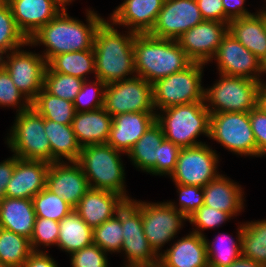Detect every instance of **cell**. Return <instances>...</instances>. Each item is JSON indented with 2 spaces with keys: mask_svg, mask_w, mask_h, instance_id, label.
<instances>
[{
  "mask_svg": "<svg viewBox=\"0 0 266 267\" xmlns=\"http://www.w3.org/2000/svg\"><path fill=\"white\" fill-rule=\"evenodd\" d=\"M165 0H124L110 17L115 25L128 27L136 34L149 33Z\"/></svg>",
  "mask_w": 266,
  "mask_h": 267,
  "instance_id": "21",
  "label": "cell"
},
{
  "mask_svg": "<svg viewBox=\"0 0 266 267\" xmlns=\"http://www.w3.org/2000/svg\"><path fill=\"white\" fill-rule=\"evenodd\" d=\"M95 79V82L89 83L88 80H84L81 91L73 101L75 112L94 111L103 107L106 83Z\"/></svg>",
  "mask_w": 266,
  "mask_h": 267,
  "instance_id": "41",
  "label": "cell"
},
{
  "mask_svg": "<svg viewBox=\"0 0 266 267\" xmlns=\"http://www.w3.org/2000/svg\"><path fill=\"white\" fill-rule=\"evenodd\" d=\"M204 189V205L237 216L244 208L242 188L234 181L220 174Z\"/></svg>",
  "mask_w": 266,
  "mask_h": 267,
  "instance_id": "28",
  "label": "cell"
},
{
  "mask_svg": "<svg viewBox=\"0 0 266 267\" xmlns=\"http://www.w3.org/2000/svg\"><path fill=\"white\" fill-rule=\"evenodd\" d=\"M159 260L167 267H209L205 236L191 232L161 252Z\"/></svg>",
  "mask_w": 266,
  "mask_h": 267,
  "instance_id": "24",
  "label": "cell"
},
{
  "mask_svg": "<svg viewBox=\"0 0 266 267\" xmlns=\"http://www.w3.org/2000/svg\"><path fill=\"white\" fill-rule=\"evenodd\" d=\"M86 11L87 25L61 10L30 37L28 45L43 44L46 49L42 56L47 63L58 54L93 49L96 30L105 19L94 10Z\"/></svg>",
  "mask_w": 266,
  "mask_h": 267,
  "instance_id": "1",
  "label": "cell"
},
{
  "mask_svg": "<svg viewBox=\"0 0 266 267\" xmlns=\"http://www.w3.org/2000/svg\"><path fill=\"white\" fill-rule=\"evenodd\" d=\"M228 32V23L204 20L176 40L192 62L206 64L212 61Z\"/></svg>",
  "mask_w": 266,
  "mask_h": 267,
  "instance_id": "17",
  "label": "cell"
},
{
  "mask_svg": "<svg viewBox=\"0 0 266 267\" xmlns=\"http://www.w3.org/2000/svg\"><path fill=\"white\" fill-rule=\"evenodd\" d=\"M123 243L121 251L126 255L125 266L146 267L159 260V255L150 246L144 235L141 201H126L121 207Z\"/></svg>",
  "mask_w": 266,
  "mask_h": 267,
  "instance_id": "11",
  "label": "cell"
},
{
  "mask_svg": "<svg viewBox=\"0 0 266 267\" xmlns=\"http://www.w3.org/2000/svg\"><path fill=\"white\" fill-rule=\"evenodd\" d=\"M25 45L28 46V39L18 29L10 6H0V58Z\"/></svg>",
  "mask_w": 266,
  "mask_h": 267,
  "instance_id": "37",
  "label": "cell"
},
{
  "mask_svg": "<svg viewBox=\"0 0 266 267\" xmlns=\"http://www.w3.org/2000/svg\"><path fill=\"white\" fill-rule=\"evenodd\" d=\"M232 216L227 213L209 206L202 205L187 219L191 224L197 226V230L194 229L192 232L197 233L201 236H205L202 231L206 229H212L219 227L225 221H228ZM199 228V229H198Z\"/></svg>",
  "mask_w": 266,
  "mask_h": 267,
  "instance_id": "44",
  "label": "cell"
},
{
  "mask_svg": "<svg viewBox=\"0 0 266 267\" xmlns=\"http://www.w3.org/2000/svg\"><path fill=\"white\" fill-rule=\"evenodd\" d=\"M32 202L36 217L52 219L58 222L74 210L73 206L46 187L32 198Z\"/></svg>",
  "mask_w": 266,
  "mask_h": 267,
  "instance_id": "39",
  "label": "cell"
},
{
  "mask_svg": "<svg viewBox=\"0 0 266 267\" xmlns=\"http://www.w3.org/2000/svg\"><path fill=\"white\" fill-rule=\"evenodd\" d=\"M203 65L192 62L185 69L153 83L154 109L204 101L205 88L201 86Z\"/></svg>",
  "mask_w": 266,
  "mask_h": 267,
  "instance_id": "8",
  "label": "cell"
},
{
  "mask_svg": "<svg viewBox=\"0 0 266 267\" xmlns=\"http://www.w3.org/2000/svg\"><path fill=\"white\" fill-rule=\"evenodd\" d=\"M179 193V208L169 201L174 209L182 212L187 218L204 205V189L200 186L175 183Z\"/></svg>",
  "mask_w": 266,
  "mask_h": 267,
  "instance_id": "45",
  "label": "cell"
},
{
  "mask_svg": "<svg viewBox=\"0 0 266 267\" xmlns=\"http://www.w3.org/2000/svg\"><path fill=\"white\" fill-rule=\"evenodd\" d=\"M31 107L41 114L44 119L64 125L72 124L76 113L72 101L53 96L44 88L31 102Z\"/></svg>",
  "mask_w": 266,
  "mask_h": 267,
  "instance_id": "33",
  "label": "cell"
},
{
  "mask_svg": "<svg viewBox=\"0 0 266 267\" xmlns=\"http://www.w3.org/2000/svg\"><path fill=\"white\" fill-rule=\"evenodd\" d=\"M106 252L92 244L71 254L72 267H108Z\"/></svg>",
  "mask_w": 266,
  "mask_h": 267,
  "instance_id": "47",
  "label": "cell"
},
{
  "mask_svg": "<svg viewBox=\"0 0 266 267\" xmlns=\"http://www.w3.org/2000/svg\"><path fill=\"white\" fill-rule=\"evenodd\" d=\"M243 233V223L238 227L236 241L225 234V237H215L213 242H209L205 237L207 259L209 267H227L241 256V236ZM224 234L222 233V236ZM225 238V239H224ZM217 239V240H216Z\"/></svg>",
  "mask_w": 266,
  "mask_h": 267,
  "instance_id": "34",
  "label": "cell"
},
{
  "mask_svg": "<svg viewBox=\"0 0 266 267\" xmlns=\"http://www.w3.org/2000/svg\"><path fill=\"white\" fill-rule=\"evenodd\" d=\"M204 21L196 0H165L152 30L156 38L176 40Z\"/></svg>",
  "mask_w": 266,
  "mask_h": 267,
  "instance_id": "15",
  "label": "cell"
},
{
  "mask_svg": "<svg viewBox=\"0 0 266 267\" xmlns=\"http://www.w3.org/2000/svg\"><path fill=\"white\" fill-rule=\"evenodd\" d=\"M245 0H222L225 16L231 21L254 15L243 7Z\"/></svg>",
  "mask_w": 266,
  "mask_h": 267,
  "instance_id": "50",
  "label": "cell"
},
{
  "mask_svg": "<svg viewBox=\"0 0 266 267\" xmlns=\"http://www.w3.org/2000/svg\"><path fill=\"white\" fill-rule=\"evenodd\" d=\"M241 255L266 266V220L243 224Z\"/></svg>",
  "mask_w": 266,
  "mask_h": 267,
  "instance_id": "36",
  "label": "cell"
},
{
  "mask_svg": "<svg viewBox=\"0 0 266 267\" xmlns=\"http://www.w3.org/2000/svg\"><path fill=\"white\" fill-rule=\"evenodd\" d=\"M213 59L217 61L219 74L222 75L260 81V74L264 73L262 61L229 32L223 36Z\"/></svg>",
  "mask_w": 266,
  "mask_h": 267,
  "instance_id": "16",
  "label": "cell"
},
{
  "mask_svg": "<svg viewBox=\"0 0 266 267\" xmlns=\"http://www.w3.org/2000/svg\"><path fill=\"white\" fill-rule=\"evenodd\" d=\"M262 69H263V72L266 73V57H265V59L262 61Z\"/></svg>",
  "mask_w": 266,
  "mask_h": 267,
  "instance_id": "57",
  "label": "cell"
},
{
  "mask_svg": "<svg viewBox=\"0 0 266 267\" xmlns=\"http://www.w3.org/2000/svg\"><path fill=\"white\" fill-rule=\"evenodd\" d=\"M156 114V112H127L113 116L107 144L127 154L156 122Z\"/></svg>",
  "mask_w": 266,
  "mask_h": 267,
  "instance_id": "20",
  "label": "cell"
},
{
  "mask_svg": "<svg viewBox=\"0 0 266 267\" xmlns=\"http://www.w3.org/2000/svg\"><path fill=\"white\" fill-rule=\"evenodd\" d=\"M219 75L221 76L220 80L214 83L211 88H205L204 91L205 106L210 114L250 112L257 106L258 89L261 81H254L245 77Z\"/></svg>",
  "mask_w": 266,
  "mask_h": 267,
  "instance_id": "7",
  "label": "cell"
},
{
  "mask_svg": "<svg viewBox=\"0 0 266 267\" xmlns=\"http://www.w3.org/2000/svg\"><path fill=\"white\" fill-rule=\"evenodd\" d=\"M9 0H0V6L7 5Z\"/></svg>",
  "mask_w": 266,
  "mask_h": 267,
  "instance_id": "58",
  "label": "cell"
},
{
  "mask_svg": "<svg viewBox=\"0 0 266 267\" xmlns=\"http://www.w3.org/2000/svg\"><path fill=\"white\" fill-rule=\"evenodd\" d=\"M11 127L7 145L18 158L39 160L48 163L56 161L51 157V146L44 129V118L31 106L17 113Z\"/></svg>",
  "mask_w": 266,
  "mask_h": 267,
  "instance_id": "6",
  "label": "cell"
},
{
  "mask_svg": "<svg viewBox=\"0 0 266 267\" xmlns=\"http://www.w3.org/2000/svg\"><path fill=\"white\" fill-rule=\"evenodd\" d=\"M103 108L112 117L123 113L156 112L153 84L137 75L106 84Z\"/></svg>",
  "mask_w": 266,
  "mask_h": 267,
  "instance_id": "10",
  "label": "cell"
},
{
  "mask_svg": "<svg viewBox=\"0 0 266 267\" xmlns=\"http://www.w3.org/2000/svg\"><path fill=\"white\" fill-rule=\"evenodd\" d=\"M141 216L144 235L147 238L153 250L160 255V249L174 239L180 228H182L183 220L187 217L174 209L167 202L149 203L141 201Z\"/></svg>",
  "mask_w": 266,
  "mask_h": 267,
  "instance_id": "13",
  "label": "cell"
},
{
  "mask_svg": "<svg viewBox=\"0 0 266 267\" xmlns=\"http://www.w3.org/2000/svg\"><path fill=\"white\" fill-rule=\"evenodd\" d=\"M72 0H55V3L61 10H66L65 6Z\"/></svg>",
  "mask_w": 266,
  "mask_h": 267,
  "instance_id": "55",
  "label": "cell"
},
{
  "mask_svg": "<svg viewBox=\"0 0 266 267\" xmlns=\"http://www.w3.org/2000/svg\"><path fill=\"white\" fill-rule=\"evenodd\" d=\"M249 120L257 144V156L266 155V112L256 106L249 112Z\"/></svg>",
  "mask_w": 266,
  "mask_h": 267,
  "instance_id": "48",
  "label": "cell"
},
{
  "mask_svg": "<svg viewBox=\"0 0 266 267\" xmlns=\"http://www.w3.org/2000/svg\"><path fill=\"white\" fill-rule=\"evenodd\" d=\"M47 254V251H33L23 267H58L56 261Z\"/></svg>",
  "mask_w": 266,
  "mask_h": 267,
  "instance_id": "52",
  "label": "cell"
},
{
  "mask_svg": "<svg viewBox=\"0 0 266 267\" xmlns=\"http://www.w3.org/2000/svg\"><path fill=\"white\" fill-rule=\"evenodd\" d=\"M261 13H263L264 15H266V10H260Z\"/></svg>",
  "mask_w": 266,
  "mask_h": 267,
  "instance_id": "59",
  "label": "cell"
},
{
  "mask_svg": "<svg viewBox=\"0 0 266 267\" xmlns=\"http://www.w3.org/2000/svg\"><path fill=\"white\" fill-rule=\"evenodd\" d=\"M68 163H50L46 188L75 207L90 187L80 164L77 161Z\"/></svg>",
  "mask_w": 266,
  "mask_h": 267,
  "instance_id": "18",
  "label": "cell"
},
{
  "mask_svg": "<svg viewBox=\"0 0 266 267\" xmlns=\"http://www.w3.org/2000/svg\"><path fill=\"white\" fill-rule=\"evenodd\" d=\"M181 148L173 142L164 139L157 147L156 175H171L176 167V162Z\"/></svg>",
  "mask_w": 266,
  "mask_h": 267,
  "instance_id": "46",
  "label": "cell"
},
{
  "mask_svg": "<svg viewBox=\"0 0 266 267\" xmlns=\"http://www.w3.org/2000/svg\"><path fill=\"white\" fill-rule=\"evenodd\" d=\"M133 52L136 75L151 84L192 63L177 40L156 38L148 33L135 35Z\"/></svg>",
  "mask_w": 266,
  "mask_h": 267,
  "instance_id": "3",
  "label": "cell"
},
{
  "mask_svg": "<svg viewBox=\"0 0 266 267\" xmlns=\"http://www.w3.org/2000/svg\"><path fill=\"white\" fill-rule=\"evenodd\" d=\"M21 100L23 101L21 103ZM19 105V106H18ZM0 106L18 107L17 113L27 110L31 103L13 83L9 72L0 63Z\"/></svg>",
  "mask_w": 266,
  "mask_h": 267,
  "instance_id": "42",
  "label": "cell"
},
{
  "mask_svg": "<svg viewBox=\"0 0 266 267\" xmlns=\"http://www.w3.org/2000/svg\"><path fill=\"white\" fill-rule=\"evenodd\" d=\"M256 14L231 20L228 32L263 61L266 57V15L260 11Z\"/></svg>",
  "mask_w": 266,
  "mask_h": 267,
  "instance_id": "27",
  "label": "cell"
},
{
  "mask_svg": "<svg viewBox=\"0 0 266 267\" xmlns=\"http://www.w3.org/2000/svg\"><path fill=\"white\" fill-rule=\"evenodd\" d=\"M126 201L118 193L90 188L74 210L89 227L94 229L113 218Z\"/></svg>",
  "mask_w": 266,
  "mask_h": 267,
  "instance_id": "22",
  "label": "cell"
},
{
  "mask_svg": "<svg viewBox=\"0 0 266 267\" xmlns=\"http://www.w3.org/2000/svg\"><path fill=\"white\" fill-rule=\"evenodd\" d=\"M257 106L266 112V83L260 82L258 89V102Z\"/></svg>",
  "mask_w": 266,
  "mask_h": 267,
  "instance_id": "54",
  "label": "cell"
},
{
  "mask_svg": "<svg viewBox=\"0 0 266 267\" xmlns=\"http://www.w3.org/2000/svg\"><path fill=\"white\" fill-rule=\"evenodd\" d=\"M58 237V221L42 217H36L33 233L30 238V244L33 251H42L37 248L38 246L41 247V245H44L46 247L57 245Z\"/></svg>",
  "mask_w": 266,
  "mask_h": 267,
  "instance_id": "43",
  "label": "cell"
},
{
  "mask_svg": "<svg viewBox=\"0 0 266 267\" xmlns=\"http://www.w3.org/2000/svg\"><path fill=\"white\" fill-rule=\"evenodd\" d=\"M156 114V121L161 125L165 139L180 148L204 144L197 141V136L209 137L210 113L204 101L167 107Z\"/></svg>",
  "mask_w": 266,
  "mask_h": 267,
  "instance_id": "5",
  "label": "cell"
},
{
  "mask_svg": "<svg viewBox=\"0 0 266 267\" xmlns=\"http://www.w3.org/2000/svg\"><path fill=\"white\" fill-rule=\"evenodd\" d=\"M8 5L18 29L28 40L61 11L55 0H9Z\"/></svg>",
  "mask_w": 266,
  "mask_h": 267,
  "instance_id": "23",
  "label": "cell"
},
{
  "mask_svg": "<svg viewBox=\"0 0 266 267\" xmlns=\"http://www.w3.org/2000/svg\"><path fill=\"white\" fill-rule=\"evenodd\" d=\"M120 154V150L107 143L86 145L82 147L77 162L90 188L112 191L130 201L124 185L125 170Z\"/></svg>",
  "mask_w": 266,
  "mask_h": 267,
  "instance_id": "4",
  "label": "cell"
},
{
  "mask_svg": "<svg viewBox=\"0 0 266 267\" xmlns=\"http://www.w3.org/2000/svg\"><path fill=\"white\" fill-rule=\"evenodd\" d=\"M165 139L161 125L156 121L127 152L133 165L144 172L156 175L157 147Z\"/></svg>",
  "mask_w": 266,
  "mask_h": 267,
  "instance_id": "31",
  "label": "cell"
},
{
  "mask_svg": "<svg viewBox=\"0 0 266 267\" xmlns=\"http://www.w3.org/2000/svg\"><path fill=\"white\" fill-rule=\"evenodd\" d=\"M146 267H167L163 262L160 260L155 261L153 264H150L149 266Z\"/></svg>",
  "mask_w": 266,
  "mask_h": 267,
  "instance_id": "56",
  "label": "cell"
},
{
  "mask_svg": "<svg viewBox=\"0 0 266 267\" xmlns=\"http://www.w3.org/2000/svg\"><path fill=\"white\" fill-rule=\"evenodd\" d=\"M219 156L208 145L181 148L174 172V183L204 187L220 174L217 172Z\"/></svg>",
  "mask_w": 266,
  "mask_h": 267,
  "instance_id": "12",
  "label": "cell"
},
{
  "mask_svg": "<svg viewBox=\"0 0 266 267\" xmlns=\"http://www.w3.org/2000/svg\"><path fill=\"white\" fill-rule=\"evenodd\" d=\"M50 163L16 156L15 169L5 190V197L32 199L46 187Z\"/></svg>",
  "mask_w": 266,
  "mask_h": 267,
  "instance_id": "19",
  "label": "cell"
},
{
  "mask_svg": "<svg viewBox=\"0 0 266 267\" xmlns=\"http://www.w3.org/2000/svg\"><path fill=\"white\" fill-rule=\"evenodd\" d=\"M113 25L111 21L104 20L97 28L93 41L95 76L106 84L129 79L128 75L136 74L133 52L136 33L128 31L127 35H121Z\"/></svg>",
  "mask_w": 266,
  "mask_h": 267,
  "instance_id": "2",
  "label": "cell"
},
{
  "mask_svg": "<svg viewBox=\"0 0 266 267\" xmlns=\"http://www.w3.org/2000/svg\"><path fill=\"white\" fill-rule=\"evenodd\" d=\"M44 129L51 146V157L56 162L63 161L62 158L68 162L78 161L82 147L77 141L71 124L64 125L44 119Z\"/></svg>",
  "mask_w": 266,
  "mask_h": 267,
  "instance_id": "29",
  "label": "cell"
},
{
  "mask_svg": "<svg viewBox=\"0 0 266 267\" xmlns=\"http://www.w3.org/2000/svg\"><path fill=\"white\" fill-rule=\"evenodd\" d=\"M35 221L32 199L4 197L0 200V228L30 240Z\"/></svg>",
  "mask_w": 266,
  "mask_h": 267,
  "instance_id": "26",
  "label": "cell"
},
{
  "mask_svg": "<svg viewBox=\"0 0 266 267\" xmlns=\"http://www.w3.org/2000/svg\"><path fill=\"white\" fill-rule=\"evenodd\" d=\"M32 252L29 239L0 228V261L4 267H23Z\"/></svg>",
  "mask_w": 266,
  "mask_h": 267,
  "instance_id": "35",
  "label": "cell"
},
{
  "mask_svg": "<svg viewBox=\"0 0 266 267\" xmlns=\"http://www.w3.org/2000/svg\"><path fill=\"white\" fill-rule=\"evenodd\" d=\"M227 267H265V265L241 255L237 260Z\"/></svg>",
  "mask_w": 266,
  "mask_h": 267,
  "instance_id": "53",
  "label": "cell"
},
{
  "mask_svg": "<svg viewBox=\"0 0 266 267\" xmlns=\"http://www.w3.org/2000/svg\"><path fill=\"white\" fill-rule=\"evenodd\" d=\"M93 244V229L73 210L59 222L57 245L69 254Z\"/></svg>",
  "mask_w": 266,
  "mask_h": 267,
  "instance_id": "30",
  "label": "cell"
},
{
  "mask_svg": "<svg viewBox=\"0 0 266 267\" xmlns=\"http://www.w3.org/2000/svg\"><path fill=\"white\" fill-rule=\"evenodd\" d=\"M84 80L53 71L48 65L44 74L43 88L53 96L74 101L81 91Z\"/></svg>",
  "mask_w": 266,
  "mask_h": 267,
  "instance_id": "38",
  "label": "cell"
},
{
  "mask_svg": "<svg viewBox=\"0 0 266 267\" xmlns=\"http://www.w3.org/2000/svg\"><path fill=\"white\" fill-rule=\"evenodd\" d=\"M123 231L121 225V208L117 214L93 229V244L107 252H121Z\"/></svg>",
  "mask_w": 266,
  "mask_h": 267,
  "instance_id": "40",
  "label": "cell"
},
{
  "mask_svg": "<svg viewBox=\"0 0 266 267\" xmlns=\"http://www.w3.org/2000/svg\"><path fill=\"white\" fill-rule=\"evenodd\" d=\"M112 116L102 107L94 111L76 112L72 129L81 147L107 143Z\"/></svg>",
  "mask_w": 266,
  "mask_h": 267,
  "instance_id": "25",
  "label": "cell"
},
{
  "mask_svg": "<svg viewBox=\"0 0 266 267\" xmlns=\"http://www.w3.org/2000/svg\"><path fill=\"white\" fill-rule=\"evenodd\" d=\"M209 138L235 154L257 157L249 112L210 114Z\"/></svg>",
  "mask_w": 266,
  "mask_h": 267,
  "instance_id": "9",
  "label": "cell"
},
{
  "mask_svg": "<svg viewBox=\"0 0 266 267\" xmlns=\"http://www.w3.org/2000/svg\"><path fill=\"white\" fill-rule=\"evenodd\" d=\"M16 155L0 162V200L5 197V190L15 169Z\"/></svg>",
  "mask_w": 266,
  "mask_h": 267,
  "instance_id": "51",
  "label": "cell"
},
{
  "mask_svg": "<svg viewBox=\"0 0 266 267\" xmlns=\"http://www.w3.org/2000/svg\"><path fill=\"white\" fill-rule=\"evenodd\" d=\"M204 20L229 23L222 0H196Z\"/></svg>",
  "mask_w": 266,
  "mask_h": 267,
  "instance_id": "49",
  "label": "cell"
},
{
  "mask_svg": "<svg viewBox=\"0 0 266 267\" xmlns=\"http://www.w3.org/2000/svg\"><path fill=\"white\" fill-rule=\"evenodd\" d=\"M47 65L55 72L86 79V74L95 72L93 49L75 51L54 56Z\"/></svg>",
  "mask_w": 266,
  "mask_h": 267,
  "instance_id": "32",
  "label": "cell"
},
{
  "mask_svg": "<svg viewBox=\"0 0 266 267\" xmlns=\"http://www.w3.org/2000/svg\"><path fill=\"white\" fill-rule=\"evenodd\" d=\"M7 60L0 63L9 72L13 83L31 103L44 86V74L47 62L42 55L20 50L10 51Z\"/></svg>",
  "mask_w": 266,
  "mask_h": 267,
  "instance_id": "14",
  "label": "cell"
}]
</instances>
